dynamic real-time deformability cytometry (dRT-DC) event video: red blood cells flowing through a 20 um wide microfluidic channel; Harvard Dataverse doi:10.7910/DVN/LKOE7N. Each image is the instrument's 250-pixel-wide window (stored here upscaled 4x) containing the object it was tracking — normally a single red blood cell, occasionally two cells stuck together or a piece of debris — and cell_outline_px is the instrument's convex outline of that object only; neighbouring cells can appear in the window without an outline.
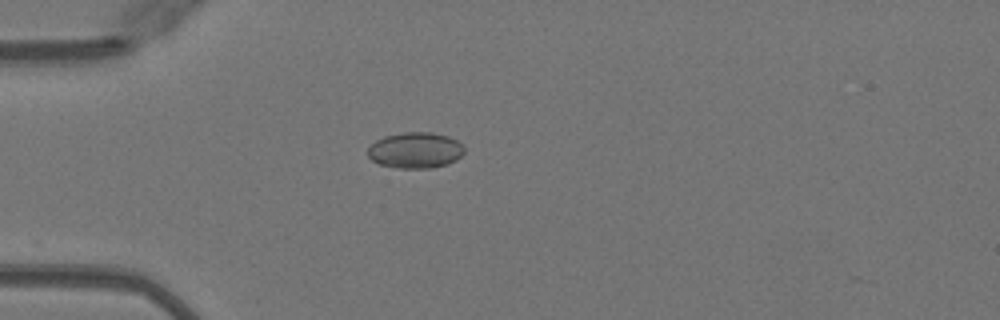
{"species": "Egyptian fruit bat (a non-hibernating species)", "species_latin": "Rousettus aegyptiacus", "temperature_condition": "warm", "stored_images_in_passage": 10, "camera_frame_rate_fps": 3000, "um_per_image_px": 0.085, "animal": {"sex": "female"}, "frame": {"image": 1, "passage_image": 2, "time_ms": 0.333, "image_size_px": [1000, 320], "cell_outline_px": [[464, 152], [456, 160], [448, 164], [432, 168], [400, 168], [380, 164], [372, 160], [368, 156], [368, 148], [376, 140], [384, 136], [404, 132], [432, 132], [448, 136], [456, 140], [464, 148]], "centroid_in_image_um": [35.31, 12.77], "position_along_channel_um": 49.7, "area_um2": 20.17}}
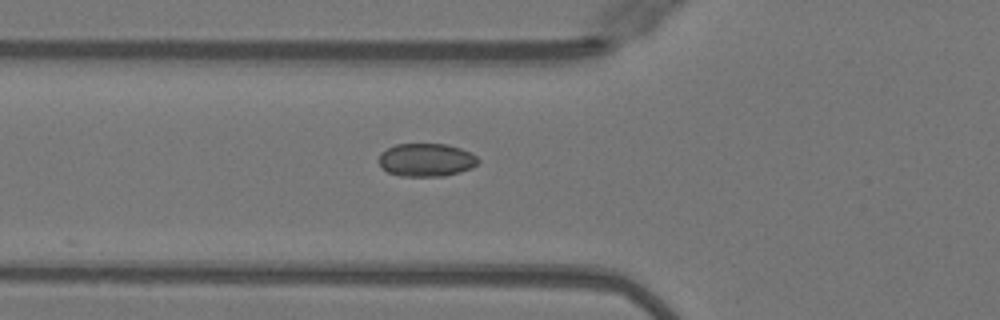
{"frame": {"image": 2, "passage_image": 6, "time_ms": 1.667, "image_size_px": [1000, 320], "cell_outline_px": [[480, 160], [472, 168], [460, 172], [444, 176], [400, 176], [388, 172], [380, 168], [380, 152], [396, 144], [448, 144], [460, 148], [476, 156]], "centroid_in_image_um": [36.22, 13.6], "position_along_channel_um": 89.6, "area_um2": 19.19}}
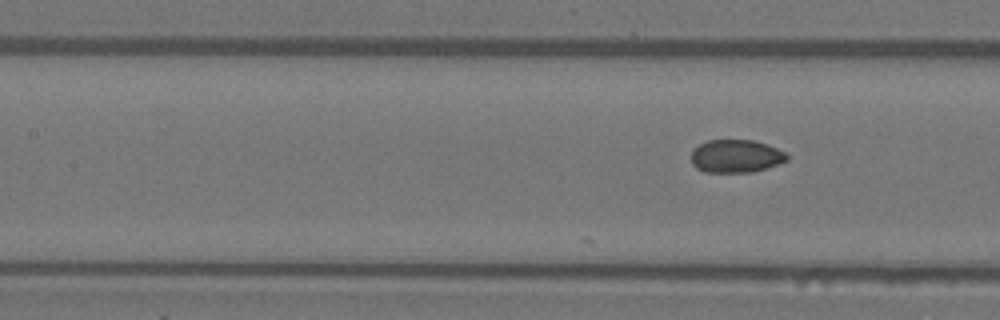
{"frame": {"image": 3, "passage_image": 10, "time_ms": 3.0, "image_size_px": [1000, 320], "cell_outline_px": [[788, 160], [752, 172], [704, 172], [696, 168], [692, 164], [692, 152], [700, 144], [708, 140], [752, 140], [776, 148], [784, 152], [788, 156]], "centroid_in_image_um": [62.53, 13.28], "position_along_channel_um": 144.9, "area_um2": 18.09}}